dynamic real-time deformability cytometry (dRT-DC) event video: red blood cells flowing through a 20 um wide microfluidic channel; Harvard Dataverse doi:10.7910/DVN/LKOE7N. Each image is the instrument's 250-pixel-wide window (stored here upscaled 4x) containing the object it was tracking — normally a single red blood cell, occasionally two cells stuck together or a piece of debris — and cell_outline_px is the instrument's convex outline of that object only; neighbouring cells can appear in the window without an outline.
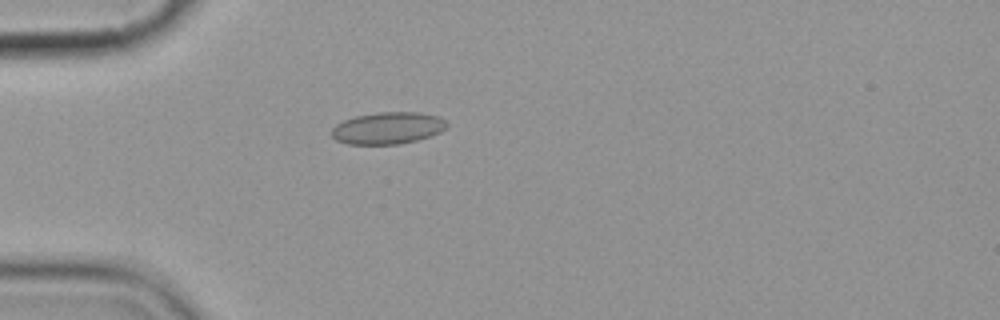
{"species": "common noctule bat (a hibernating species)", "species_latin": "Nyctalus noctula", "temperature_condition": "cold", "stored_images_in_passage": 4, "camera_frame_rate_fps": 3000, "um_per_image_px": 0.085, "animal": {"sex": "female", "body_mass_g": 19.9}, "frame": {"image": 1, "passage_image": 3, "time_ms": 2.333, "image_size_px": [1000, 320], "cell_outline_px": [[448, 128], [440, 132], [416, 140], [400, 144], [348, 144], [336, 140], [332, 136], [332, 128], [336, 124], [344, 120], [356, 116], [376, 112], [420, 112], [440, 116], [448, 120]], "centroid_in_image_um": [33.01, 10.87], "position_along_channel_um": 52.0, "area_um2": 21.62}}